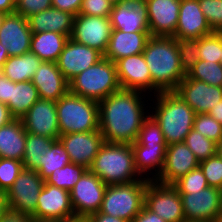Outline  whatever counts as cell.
Wrapping results in <instances>:
<instances>
[{
    "mask_svg": "<svg viewBox=\"0 0 222 222\" xmlns=\"http://www.w3.org/2000/svg\"><path fill=\"white\" fill-rule=\"evenodd\" d=\"M150 100L146 93L121 88L99 101V130L104 141L134 143L143 121L150 115Z\"/></svg>",
    "mask_w": 222,
    "mask_h": 222,
    "instance_id": "obj_1",
    "label": "cell"
},
{
    "mask_svg": "<svg viewBox=\"0 0 222 222\" xmlns=\"http://www.w3.org/2000/svg\"><path fill=\"white\" fill-rule=\"evenodd\" d=\"M143 55L151 73L153 95L175 91L186 77L181 68L177 40L174 37L151 36Z\"/></svg>",
    "mask_w": 222,
    "mask_h": 222,
    "instance_id": "obj_2",
    "label": "cell"
},
{
    "mask_svg": "<svg viewBox=\"0 0 222 222\" xmlns=\"http://www.w3.org/2000/svg\"><path fill=\"white\" fill-rule=\"evenodd\" d=\"M151 97L150 115L160 125L167 145L184 142L193 129L195 111L175 91H163Z\"/></svg>",
    "mask_w": 222,
    "mask_h": 222,
    "instance_id": "obj_3",
    "label": "cell"
},
{
    "mask_svg": "<svg viewBox=\"0 0 222 222\" xmlns=\"http://www.w3.org/2000/svg\"><path fill=\"white\" fill-rule=\"evenodd\" d=\"M89 170L106 185L128 184L143 179L136 170L131 144L105 142Z\"/></svg>",
    "mask_w": 222,
    "mask_h": 222,
    "instance_id": "obj_4",
    "label": "cell"
},
{
    "mask_svg": "<svg viewBox=\"0 0 222 222\" xmlns=\"http://www.w3.org/2000/svg\"><path fill=\"white\" fill-rule=\"evenodd\" d=\"M119 89L116 65L104 57L69 81V92L97 102Z\"/></svg>",
    "mask_w": 222,
    "mask_h": 222,
    "instance_id": "obj_5",
    "label": "cell"
},
{
    "mask_svg": "<svg viewBox=\"0 0 222 222\" xmlns=\"http://www.w3.org/2000/svg\"><path fill=\"white\" fill-rule=\"evenodd\" d=\"M60 135L99 130V104L68 92L56 102Z\"/></svg>",
    "mask_w": 222,
    "mask_h": 222,
    "instance_id": "obj_6",
    "label": "cell"
},
{
    "mask_svg": "<svg viewBox=\"0 0 222 222\" xmlns=\"http://www.w3.org/2000/svg\"><path fill=\"white\" fill-rule=\"evenodd\" d=\"M147 180L107 185L99 212L131 222L143 209Z\"/></svg>",
    "mask_w": 222,
    "mask_h": 222,
    "instance_id": "obj_7",
    "label": "cell"
},
{
    "mask_svg": "<svg viewBox=\"0 0 222 222\" xmlns=\"http://www.w3.org/2000/svg\"><path fill=\"white\" fill-rule=\"evenodd\" d=\"M107 185L89 169L70 190L71 205L78 220L100 210Z\"/></svg>",
    "mask_w": 222,
    "mask_h": 222,
    "instance_id": "obj_8",
    "label": "cell"
},
{
    "mask_svg": "<svg viewBox=\"0 0 222 222\" xmlns=\"http://www.w3.org/2000/svg\"><path fill=\"white\" fill-rule=\"evenodd\" d=\"M144 205L166 222L185 221L181 196L172 184L147 180Z\"/></svg>",
    "mask_w": 222,
    "mask_h": 222,
    "instance_id": "obj_9",
    "label": "cell"
},
{
    "mask_svg": "<svg viewBox=\"0 0 222 222\" xmlns=\"http://www.w3.org/2000/svg\"><path fill=\"white\" fill-rule=\"evenodd\" d=\"M44 183L37 171L23 168L13 185L6 191L8 207L33 216Z\"/></svg>",
    "mask_w": 222,
    "mask_h": 222,
    "instance_id": "obj_10",
    "label": "cell"
},
{
    "mask_svg": "<svg viewBox=\"0 0 222 222\" xmlns=\"http://www.w3.org/2000/svg\"><path fill=\"white\" fill-rule=\"evenodd\" d=\"M188 221H216L222 217V190L207 187L196 192H178Z\"/></svg>",
    "mask_w": 222,
    "mask_h": 222,
    "instance_id": "obj_11",
    "label": "cell"
},
{
    "mask_svg": "<svg viewBox=\"0 0 222 222\" xmlns=\"http://www.w3.org/2000/svg\"><path fill=\"white\" fill-rule=\"evenodd\" d=\"M112 30L109 17L78 14L74 17L70 38L79 44L95 48L104 55Z\"/></svg>",
    "mask_w": 222,
    "mask_h": 222,
    "instance_id": "obj_12",
    "label": "cell"
},
{
    "mask_svg": "<svg viewBox=\"0 0 222 222\" xmlns=\"http://www.w3.org/2000/svg\"><path fill=\"white\" fill-rule=\"evenodd\" d=\"M32 217L37 220H77L71 205L70 191L45 182Z\"/></svg>",
    "mask_w": 222,
    "mask_h": 222,
    "instance_id": "obj_13",
    "label": "cell"
},
{
    "mask_svg": "<svg viewBox=\"0 0 222 222\" xmlns=\"http://www.w3.org/2000/svg\"><path fill=\"white\" fill-rule=\"evenodd\" d=\"M103 58L97 49L79 44L69 38L60 53L56 65L63 76L70 81Z\"/></svg>",
    "mask_w": 222,
    "mask_h": 222,
    "instance_id": "obj_14",
    "label": "cell"
},
{
    "mask_svg": "<svg viewBox=\"0 0 222 222\" xmlns=\"http://www.w3.org/2000/svg\"><path fill=\"white\" fill-rule=\"evenodd\" d=\"M59 140L65 147L71 163L85 166L89 169L105 143L100 130L92 132H78L60 135Z\"/></svg>",
    "mask_w": 222,
    "mask_h": 222,
    "instance_id": "obj_15",
    "label": "cell"
},
{
    "mask_svg": "<svg viewBox=\"0 0 222 222\" xmlns=\"http://www.w3.org/2000/svg\"><path fill=\"white\" fill-rule=\"evenodd\" d=\"M27 133L58 140L60 136L56 102L39 99L21 118Z\"/></svg>",
    "mask_w": 222,
    "mask_h": 222,
    "instance_id": "obj_16",
    "label": "cell"
},
{
    "mask_svg": "<svg viewBox=\"0 0 222 222\" xmlns=\"http://www.w3.org/2000/svg\"><path fill=\"white\" fill-rule=\"evenodd\" d=\"M181 0H147L146 8L151 36L172 37L175 34Z\"/></svg>",
    "mask_w": 222,
    "mask_h": 222,
    "instance_id": "obj_17",
    "label": "cell"
},
{
    "mask_svg": "<svg viewBox=\"0 0 222 222\" xmlns=\"http://www.w3.org/2000/svg\"><path fill=\"white\" fill-rule=\"evenodd\" d=\"M175 92L196 114L208 113L222 100V87L190 79L187 75L181 80Z\"/></svg>",
    "mask_w": 222,
    "mask_h": 222,
    "instance_id": "obj_18",
    "label": "cell"
},
{
    "mask_svg": "<svg viewBox=\"0 0 222 222\" xmlns=\"http://www.w3.org/2000/svg\"><path fill=\"white\" fill-rule=\"evenodd\" d=\"M115 65L122 89L153 95L151 73L143 53L121 58L115 62Z\"/></svg>",
    "mask_w": 222,
    "mask_h": 222,
    "instance_id": "obj_19",
    "label": "cell"
},
{
    "mask_svg": "<svg viewBox=\"0 0 222 222\" xmlns=\"http://www.w3.org/2000/svg\"><path fill=\"white\" fill-rule=\"evenodd\" d=\"M32 34L27 18L16 12L5 14L0 26V43L6 47L9 57L30 52Z\"/></svg>",
    "mask_w": 222,
    "mask_h": 222,
    "instance_id": "obj_20",
    "label": "cell"
},
{
    "mask_svg": "<svg viewBox=\"0 0 222 222\" xmlns=\"http://www.w3.org/2000/svg\"><path fill=\"white\" fill-rule=\"evenodd\" d=\"M198 167L199 161L184 142L173 143L167 145L164 167L155 181L162 184H173L180 177Z\"/></svg>",
    "mask_w": 222,
    "mask_h": 222,
    "instance_id": "obj_21",
    "label": "cell"
},
{
    "mask_svg": "<svg viewBox=\"0 0 222 222\" xmlns=\"http://www.w3.org/2000/svg\"><path fill=\"white\" fill-rule=\"evenodd\" d=\"M213 33L198 0H181L175 39H200Z\"/></svg>",
    "mask_w": 222,
    "mask_h": 222,
    "instance_id": "obj_22",
    "label": "cell"
},
{
    "mask_svg": "<svg viewBox=\"0 0 222 222\" xmlns=\"http://www.w3.org/2000/svg\"><path fill=\"white\" fill-rule=\"evenodd\" d=\"M40 99L57 102L69 92V81L58 69L56 62L42 61L32 78Z\"/></svg>",
    "mask_w": 222,
    "mask_h": 222,
    "instance_id": "obj_23",
    "label": "cell"
},
{
    "mask_svg": "<svg viewBox=\"0 0 222 222\" xmlns=\"http://www.w3.org/2000/svg\"><path fill=\"white\" fill-rule=\"evenodd\" d=\"M113 30L123 32H150L146 8L130 0L113 5L109 16Z\"/></svg>",
    "mask_w": 222,
    "mask_h": 222,
    "instance_id": "obj_24",
    "label": "cell"
},
{
    "mask_svg": "<svg viewBox=\"0 0 222 222\" xmlns=\"http://www.w3.org/2000/svg\"><path fill=\"white\" fill-rule=\"evenodd\" d=\"M150 37V32L112 30L108 47L103 57L115 63L121 58L143 53Z\"/></svg>",
    "mask_w": 222,
    "mask_h": 222,
    "instance_id": "obj_25",
    "label": "cell"
},
{
    "mask_svg": "<svg viewBox=\"0 0 222 222\" xmlns=\"http://www.w3.org/2000/svg\"><path fill=\"white\" fill-rule=\"evenodd\" d=\"M74 15L50 8L28 17V23L32 33L45 31L64 34L70 38L73 28Z\"/></svg>",
    "mask_w": 222,
    "mask_h": 222,
    "instance_id": "obj_26",
    "label": "cell"
},
{
    "mask_svg": "<svg viewBox=\"0 0 222 222\" xmlns=\"http://www.w3.org/2000/svg\"><path fill=\"white\" fill-rule=\"evenodd\" d=\"M131 146L134 152L137 173L143 179L156 180L164 167L167 146Z\"/></svg>",
    "mask_w": 222,
    "mask_h": 222,
    "instance_id": "obj_27",
    "label": "cell"
},
{
    "mask_svg": "<svg viewBox=\"0 0 222 222\" xmlns=\"http://www.w3.org/2000/svg\"><path fill=\"white\" fill-rule=\"evenodd\" d=\"M26 130L21 119H12L0 127V158L23 160Z\"/></svg>",
    "mask_w": 222,
    "mask_h": 222,
    "instance_id": "obj_28",
    "label": "cell"
},
{
    "mask_svg": "<svg viewBox=\"0 0 222 222\" xmlns=\"http://www.w3.org/2000/svg\"><path fill=\"white\" fill-rule=\"evenodd\" d=\"M68 39L69 37L64 34L50 31L33 33L30 52L36 54L42 61L56 62Z\"/></svg>",
    "mask_w": 222,
    "mask_h": 222,
    "instance_id": "obj_29",
    "label": "cell"
},
{
    "mask_svg": "<svg viewBox=\"0 0 222 222\" xmlns=\"http://www.w3.org/2000/svg\"><path fill=\"white\" fill-rule=\"evenodd\" d=\"M41 63L42 60L36 54L27 52L9 57L1 68V73L13 82L32 81Z\"/></svg>",
    "mask_w": 222,
    "mask_h": 222,
    "instance_id": "obj_30",
    "label": "cell"
},
{
    "mask_svg": "<svg viewBox=\"0 0 222 222\" xmlns=\"http://www.w3.org/2000/svg\"><path fill=\"white\" fill-rule=\"evenodd\" d=\"M39 99L38 90L32 81H11V98L7 107L14 119H21Z\"/></svg>",
    "mask_w": 222,
    "mask_h": 222,
    "instance_id": "obj_31",
    "label": "cell"
},
{
    "mask_svg": "<svg viewBox=\"0 0 222 222\" xmlns=\"http://www.w3.org/2000/svg\"><path fill=\"white\" fill-rule=\"evenodd\" d=\"M54 139L47 136L26 133L25 152L23 155V168L37 171L40 159L46 155Z\"/></svg>",
    "mask_w": 222,
    "mask_h": 222,
    "instance_id": "obj_32",
    "label": "cell"
},
{
    "mask_svg": "<svg viewBox=\"0 0 222 222\" xmlns=\"http://www.w3.org/2000/svg\"><path fill=\"white\" fill-rule=\"evenodd\" d=\"M39 169L37 173L45 181L56 169L63 168L70 164V158L61 141L54 140L48 148L46 155L39 160Z\"/></svg>",
    "mask_w": 222,
    "mask_h": 222,
    "instance_id": "obj_33",
    "label": "cell"
},
{
    "mask_svg": "<svg viewBox=\"0 0 222 222\" xmlns=\"http://www.w3.org/2000/svg\"><path fill=\"white\" fill-rule=\"evenodd\" d=\"M87 170L85 166L70 163L53 171L45 182L70 191Z\"/></svg>",
    "mask_w": 222,
    "mask_h": 222,
    "instance_id": "obj_34",
    "label": "cell"
},
{
    "mask_svg": "<svg viewBox=\"0 0 222 222\" xmlns=\"http://www.w3.org/2000/svg\"><path fill=\"white\" fill-rule=\"evenodd\" d=\"M186 75L190 79L202 81L212 86L222 87V66L220 63L198 60Z\"/></svg>",
    "mask_w": 222,
    "mask_h": 222,
    "instance_id": "obj_35",
    "label": "cell"
},
{
    "mask_svg": "<svg viewBox=\"0 0 222 222\" xmlns=\"http://www.w3.org/2000/svg\"><path fill=\"white\" fill-rule=\"evenodd\" d=\"M184 143L194 153L196 159L201 162L216 154L217 143L204 137L201 133L192 129L185 137Z\"/></svg>",
    "mask_w": 222,
    "mask_h": 222,
    "instance_id": "obj_36",
    "label": "cell"
},
{
    "mask_svg": "<svg viewBox=\"0 0 222 222\" xmlns=\"http://www.w3.org/2000/svg\"><path fill=\"white\" fill-rule=\"evenodd\" d=\"M131 145L167 146L163 132L156 120L149 115L142 123L138 137Z\"/></svg>",
    "mask_w": 222,
    "mask_h": 222,
    "instance_id": "obj_37",
    "label": "cell"
},
{
    "mask_svg": "<svg viewBox=\"0 0 222 222\" xmlns=\"http://www.w3.org/2000/svg\"><path fill=\"white\" fill-rule=\"evenodd\" d=\"M222 32H213L199 39L198 60L220 63Z\"/></svg>",
    "mask_w": 222,
    "mask_h": 222,
    "instance_id": "obj_38",
    "label": "cell"
},
{
    "mask_svg": "<svg viewBox=\"0 0 222 222\" xmlns=\"http://www.w3.org/2000/svg\"><path fill=\"white\" fill-rule=\"evenodd\" d=\"M193 129L215 143L222 139V125L208 113L195 115Z\"/></svg>",
    "mask_w": 222,
    "mask_h": 222,
    "instance_id": "obj_39",
    "label": "cell"
},
{
    "mask_svg": "<svg viewBox=\"0 0 222 222\" xmlns=\"http://www.w3.org/2000/svg\"><path fill=\"white\" fill-rule=\"evenodd\" d=\"M178 192H196L209 187L200 167L191 170L172 184Z\"/></svg>",
    "mask_w": 222,
    "mask_h": 222,
    "instance_id": "obj_40",
    "label": "cell"
},
{
    "mask_svg": "<svg viewBox=\"0 0 222 222\" xmlns=\"http://www.w3.org/2000/svg\"><path fill=\"white\" fill-rule=\"evenodd\" d=\"M181 68L187 74L198 62L199 39H176Z\"/></svg>",
    "mask_w": 222,
    "mask_h": 222,
    "instance_id": "obj_41",
    "label": "cell"
},
{
    "mask_svg": "<svg viewBox=\"0 0 222 222\" xmlns=\"http://www.w3.org/2000/svg\"><path fill=\"white\" fill-rule=\"evenodd\" d=\"M199 167L210 187L222 190V158L217 154L199 162Z\"/></svg>",
    "mask_w": 222,
    "mask_h": 222,
    "instance_id": "obj_42",
    "label": "cell"
},
{
    "mask_svg": "<svg viewBox=\"0 0 222 222\" xmlns=\"http://www.w3.org/2000/svg\"><path fill=\"white\" fill-rule=\"evenodd\" d=\"M22 170V161L0 158V190L8 191Z\"/></svg>",
    "mask_w": 222,
    "mask_h": 222,
    "instance_id": "obj_43",
    "label": "cell"
},
{
    "mask_svg": "<svg viewBox=\"0 0 222 222\" xmlns=\"http://www.w3.org/2000/svg\"><path fill=\"white\" fill-rule=\"evenodd\" d=\"M213 32H222V0H198Z\"/></svg>",
    "mask_w": 222,
    "mask_h": 222,
    "instance_id": "obj_44",
    "label": "cell"
},
{
    "mask_svg": "<svg viewBox=\"0 0 222 222\" xmlns=\"http://www.w3.org/2000/svg\"><path fill=\"white\" fill-rule=\"evenodd\" d=\"M113 4L108 0H83L79 14L109 17Z\"/></svg>",
    "mask_w": 222,
    "mask_h": 222,
    "instance_id": "obj_45",
    "label": "cell"
},
{
    "mask_svg": "<svg viewBox=\"0 0 222 222\" xmlns=\"http://www.w3.org/2000/svg\"><path fill=\"white\" fill-rule=\"evenodd\" d=\"M52 7V0H18L16 13L28 18L33 14L40 13Z\"/></svg>",
    "mask_w": 222,
    "mask_h": 222,
    "instance_id": "obj_46",
    "label": "cell"
},
{
    "mask_svg": "<svg viewBox=\"0 0 222 222\" xmlns=\"http://www.w3.org/2000/svg\"><path fill=\"white\" fill-rule=\"evenodd\" d=\"M83 0H52V8L68 12L74 16L79 14Z\"/></svg>",
    "mask_w": 222,
    "mask_h": 222,
    "instance_id": "obj_47",
    "label": "cell"
},
{
    "mask_svg": "<svg viewBox=\"0 0 222 222\" xmlns=\"http://www.w3.org/2000/svg\"><path fill=\"white\" fill-rule=\"evenodd\" d=\"M34 218L13 209H8L0 219V222H33Z\"/></svg>",
    "mask_w": 222,
    "mask_h": 222,
    "instance_id": "obj_48",
    "label": "cell"
},
{
    "mask_svg": "<svg viewBox=\"0 0 222 222\" xmlns=\"http://www.w3.org/2000/svg\"><path fill=\"white\" fill-rule=\"evenodd\" d=\"M131 222H166L156 213L150 211L145 205Z\"/></svg>",
    "mask_w": 222,
    "mask_h": 222,
    "instance_id": "obj_49",
    "label": "cell"
},
{
    "mask_svg": "<svg viewBox=\"0 0 222 222\" xmlns=\"http://www.w3.org/2000/svg\"><path fill=\"white\" fill-rule=\"evenodd\" d=\"M11 98V80L0 74V102L8 104Z\"/></svg>",
    "mask_w": 222,
    "mask_h": 222,
    "instance_id": "obj_50",
    "label": "cell"
},
{
    "mask_svg": "<svg viewBox=\"0 0 222 222\" xmlns=\"http://www.w3.org/2000/svg\"><path fill=\"white\" fill-rule=\"evenodd\" d=\"M84 221L85 222H128L125 219L107 215L99 211L89 215Z\"/></svg>",
    "mask_w": 222,
    "mask_h": 222,
    "instance_id": "obj_51",
    "label": "cell"
},
{
    "mask_svg": "<svg viewBox=\"0 0 222 222\" xmlns=\"http://www.w3.org/2000/svg\"><path fill=\"white\" fill-rule=\"evenodd\" d=\"M14 119L6 104L0 102V127Z\"/></svg>",
    "mask_w": 222,
    "mask_h": 222,
    "instance_id": "obj_52",
    "label": "cell"
},
{
    "mask_svg": "<svg viewBox=\"0 0 222 222\" xmlns=\"http://www.w3.org/2000/svg\"><path fill=\"white\" fill-rule=\"evenodd\" d=\"M16 11L15 0H0V12L5 14L14 13Z\"/></svg>",
    "mask_w": 222,
    "mask_h": 222,
    "instance_id": "obj_53",
    "label": "cell"
},
{
    "mask_svg": "<svg viewBox=\"0 0 222 222\" xmlns=\"http://www.w3.org/2000/svg\"><path fill=\"white\" fill-rule=\"evenodd\" d=\"M208 114L212 116L217 122H219L222 125V100L219 101V103L214 106Z\"/></svg>",
    "mask_w": 222,
    "mask_h": 222,
    "instance_id": "obj_54",
    "label": "cell"
},
{
    "mask_svg": "<svg viewBox=\"0 0 222 222\" xmlns=\"http://www.w3.org/2000/svg\"><path fill=\"white\" fill-rule=\"evenodd\" d=\"M8 209L7 194L5 191L0 190V219Z\"/></svg>",
    "mask_w": 222,
    "mask_h": 222,
    "instance_id": "obj_55",
    "label": "cell"
},
{
    "mask_svg": "<svg viewBox=\"0 0 222 222\" xmlns=\"http://www.w3.org/2000/svg\"><path fill=\"white\" fill-rule=\"evenodd\" d=\"M8 58H9V54L7 52L6 47H4L0 43V68L3 67L4 63L8 60Z\"/></svg>",
    "mask_w": 222,
    "mask_h": 222,
    "instance_id": "obj_56",
    "label": "cell"
},
{
    "mask_svg": "<svg viewBox=\"0 0 222 222\" xmlns=\"http://www.w3.org/2000/svg\"><path fill=\"white\" fill-rule=\"evenodd\" d=\"M216 154L222 158V139L217 143Z\"/></svg>",
    "mask_w": 222,
    "mask_h": 222,
    "instance_id": "obj_57",
    "label": "cell"
},
{
    "mask_svg": "<svg viewBox=\"0 0 222 222\" xmlns=\"http://www.w3.org/2000/svg\"><path fill=\"white\" fill-rule=\"evenodd\" d=\"M33 222H71V221H64V220H37V219H34Z\"/></svg>",
    "mask_w": 222,
    "mask_h": 222,
    "instance_id": "obj_58",
    "label": "cell"
},
{
    "mask_svg": "<svg viewBox=\"0 0 222 222\" xmlns=\"http://www.w3.org/2000/svg\"><path fill=\"white\" fill-rule=\"evenodd\" d=\"M110 3H112L113 5L121 3V2H125L127 0H108Z\"/></svg>",
    "mask_w": 222,
    "mask_h": 222,
    "instance_id": "obj_59",
    "label": "cell"
},
{
    "mask_svg": "<svg viewBox=\"0 0 222 222\" xmlns=\"http://www.w3.org/2000/svg\"><path fill=\"white\" fill-rule=\"evenodd\" d=\"M4 16H5V13L0 12V26L3 21Z\"/></svg>",
    "mask_w": 222,
    "mask_h": 222,
    "instance_id": "obj_60",
    "label": "cell"
},
{
    "mask_svg": "<svg viewBox=\"0 0 222 222\" xmlns=\"http://www.w3.org/2000/svg\"><path fill=\"white\" fill-rule=\"evenodd\" d=\"M130 1H133V2H136V3H144L145 1H147V0H130Z\"/></svg>",
    "mask_w": 222,
    "mask_h": 222,
    "instance_id": "obj_61",
    "label": "cell"
},
{
    "mask_svg": "<svg viewBox=\"0 0 222 222\" xmlns=\"http://www.w3.org/2000/svg\"><path fill=\"white\" fill-rule=\"evenodd\" d=\"M183 222H214V221H188V220H185Z\"/></svg>",
    "mask_w": 222,
    "mask_h": 222,
    "instance_id": "obj_62",
    "label": "cell"
},
{
    "mask_svg": "<svg viewBox=\"0 0 222 222\" xmlns=\"http://www.w3.org/2000/svg\"><path fill=\"white\" fill-rule=\"evenodd\" d=\"M71 222H85L84 220H74V221H71Z\"/></svg>",
    "mask_w": 222,
    "mask_h": 222,
    "instance_id": "obj_63",
    "label": "cell"
},
{
    "mask_svg": "<svg viewBox=\"0 0 222 222\" xmlns=\"http://www.w3.org/2000/svg\"><path fill=\"white\" fill-rule=\"evenodd\" d=\"M215 222H222V217H220L219 219H217Z\"/></svg>",
    "mask_w": 222,
    "mask_h": 222,
    "instance_id": "obj_64",
    "label": "cell"
},
{
    "mask_svg": "<svg viewBox=\"0 0 222 222\" xmlns=\"http://www.w3.org/2000/svg\"><path fill=\"white\" fill-rule=\"evenodd\" d=\"M220 64H221V66H222V55H221V59H220Z\"/></svg>",
    "mask_w": 222,
    "mask_h": 222,
    "instance_id": "obj_65",
    "label": "cell"
}]
</instances>
